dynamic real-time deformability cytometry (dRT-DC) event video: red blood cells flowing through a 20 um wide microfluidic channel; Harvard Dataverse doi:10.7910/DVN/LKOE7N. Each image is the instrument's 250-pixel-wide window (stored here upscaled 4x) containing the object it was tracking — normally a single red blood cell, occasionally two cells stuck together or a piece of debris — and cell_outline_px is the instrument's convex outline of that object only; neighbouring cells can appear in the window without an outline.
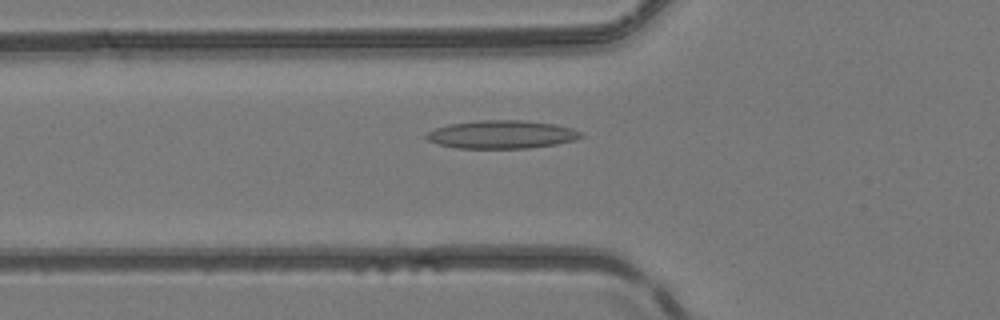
{"species": "common noctule bat (a hibernating species)", "species_latin": "Nyctalus noctula", "temperature_condition": "room temperature", "stored_images_in_passage": 46, "camera_frame_rate_fps": 3000, "um_per_image_px": 0.085, "animal": {"sex": "female", "body_mass_g": 24.6, "forearm_length_mm": 56.2}, "frame": {"image": 1, "passage_image": 14, "time_ms": 4.333, "image_size_px": [1000, 320], "cell_outline_px": [[584, 136], [576, 140], [556, 144], [528, 148], [456, 148], [436, 144], [428, 140], [424, 136], [428, 132], [436, 128], [448, 124], [480, 120], [520, 120], [556, 124], [572, 128], [580, 132]], "centroid_in_image_um": [42.64, 11.43], "position_along_channel_um": 83.2, "area_um2": 25.43}}
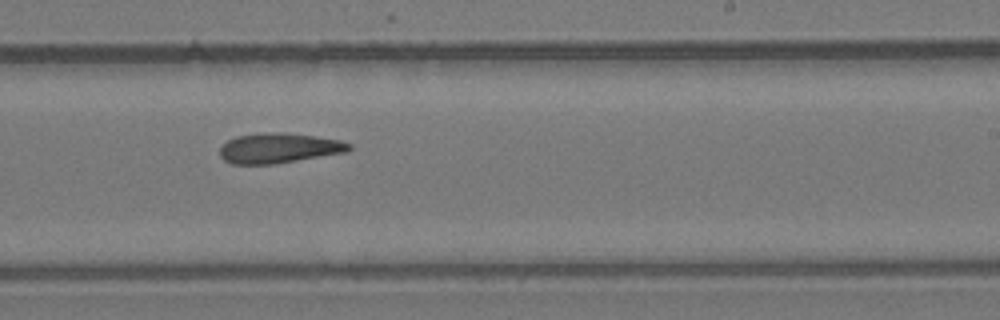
{"frame": {"image": 2, "passage_image": 27, "time_ms": 8.667, "image_size_px": [1000, 320], "cell_outline_px": [[352, 148], [348, 152], [272, 164], [232, 164], [224, 160], [220, 156], [220, 148], [228, 140], [236, 136], [264, 132], [280, 132], [312, 136], [340, 140], [352, 144]], "centroid_in_image_um": [23.71, 12.59], "position_along_channel_um": 265.3, "area_um2": 22.54}}
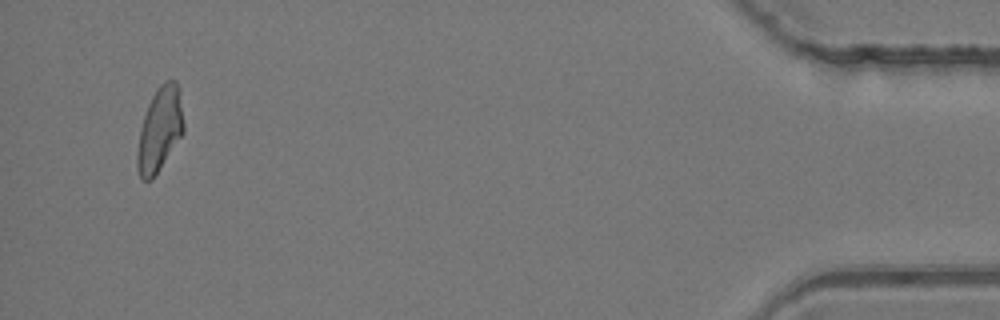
{"frame": {"image": 3, "passage_image": 44, "time_ms": 14.333, "image_size_px": [1000, 320], "cell_outline_px": [[184, 132], [152, 180], [140, 180], [136, 168], [136, 156], [140, 128], [148, 104], [156, 88], [164, 80], [176, 80], [184, 124]], "centroid_in_image_um": [13.54, 11.03], "position_along_channel_um": 421.7, "area_um2": 22.66}, "authors_computed_cell_mechanics": {"area_um2": 22.8599, "velocity_mm_per_s": 4.1945, "shape_relaxation_time_tau1_ms": null, "shape_relaxation_time_tau2_ms": 8.4723, "deformation_change_tau1": null, "deformation_change_tau2": 0.2306}}